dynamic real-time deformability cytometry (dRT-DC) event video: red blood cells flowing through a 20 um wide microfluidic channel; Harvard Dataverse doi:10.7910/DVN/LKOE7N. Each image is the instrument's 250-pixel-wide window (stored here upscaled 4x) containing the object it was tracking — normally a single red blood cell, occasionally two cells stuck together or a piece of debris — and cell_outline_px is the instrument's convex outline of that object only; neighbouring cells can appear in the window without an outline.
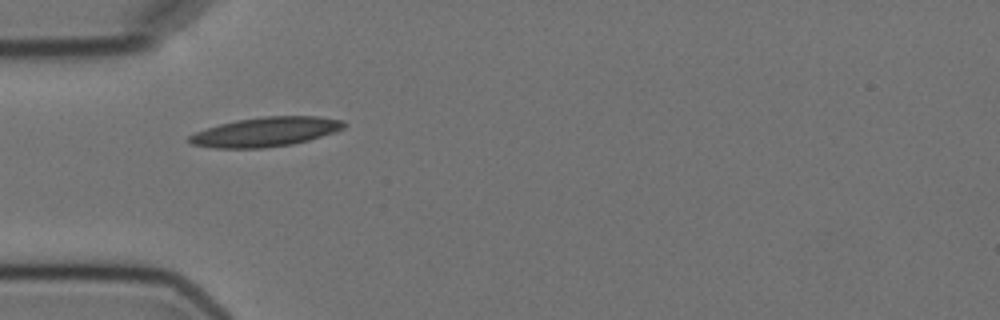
{"species": "Egyptian fruit bat (a non-hibernating species)", "species_latin": "Rousettus aegyptiacus", "temperature_condition": "cold", "stored_images_in_passage": 7, "camera_frame_rate_fps": 3000, "um_per_image_px": 0.085, "animal": {"sex": "female"}, "frame": {"image": 1, "passage_image": 6, "time_ms": 6.0, "image_size_px": [1000, 320], "cell_outline_px": [[348, 124], [344, 128], [336, 132], [308, 140], [292, 144], [264, 148], [216, 148], [192, 144], [188, 140], [188, 136], [196, 132], [220, 124], [236, 120], [264, 116], [320, 116], [344, 120]], "centroid_in_image_um": [22.64, 11.2], "position_along_channel_um": 62.4, "area_um2": 26.53}}
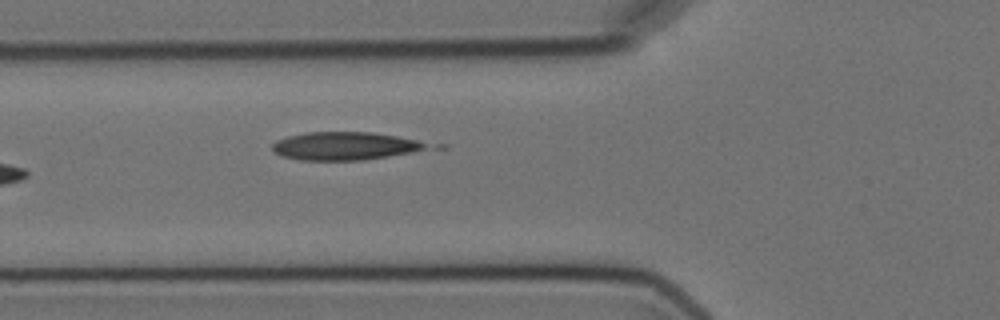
{"frame": {"image": 2, "passage_image": 7, "time_ms": 7.0, "image_size_px": [1000, 320], "cell_outline_px": [[424, 148], [412, 152], [364, 160], [300, 160], [280, 156], [272, 148], [272, 144], [276, 140], [288, 136], [304, 132], [372, 132], [396, 136], [416, 140], [424, 144]], "centroid_in_image_um": [29.19, 12.41], "position_along_channel_um": 96.6, "area_um2": 24.91}}